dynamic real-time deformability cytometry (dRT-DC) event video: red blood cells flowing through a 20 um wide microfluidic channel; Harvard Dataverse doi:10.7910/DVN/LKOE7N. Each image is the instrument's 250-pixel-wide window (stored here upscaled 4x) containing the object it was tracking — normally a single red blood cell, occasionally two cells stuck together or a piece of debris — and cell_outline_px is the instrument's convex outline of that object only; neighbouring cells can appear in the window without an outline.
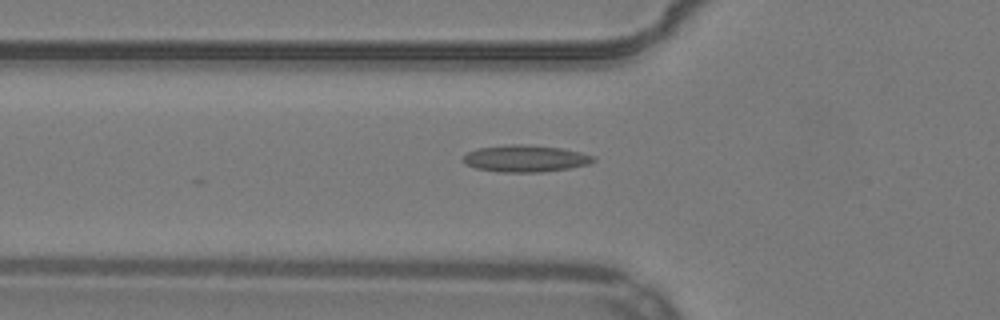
{"species": "common noctule bat (a hibernating species)", "species_latin": "Nyctalus noctula", "temperature_condition": "warm", "stored_images_in_passage": 12, "camera_frame_rate_fps": 3000, "um_per_image_px": 0.085, "animal": {"sex": "male", "body_mass_g": 19.2, "forearm_length_mm": 51.8}, "frame": {"image": 1, "passage_image": 2, "time_ms": 0.333, "image_size_px": [1000, 320], "cell_outline_px": [[596, 160], [588, 164], [568, 168], [540, 172], [500, 172], [476, 168], [464, 164], [464, 156], [468, 152], [480, 148], [508, 144], [524, 144], [560, 148], [580, 152], [596, 156]], "centroid_in_image_um": [44.67, 13.47], "position_along_channel_um": 81.1, "area_um2": 20.23}}
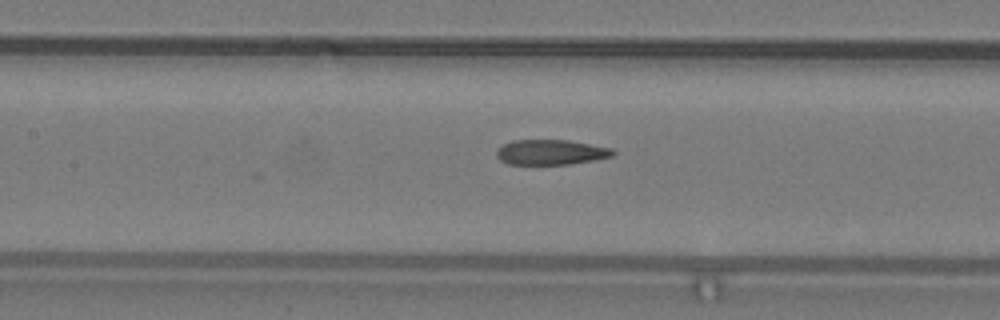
{"frame": {"image": 2, "passage_image": 8, "time_ms": 2.333, "image_size_px": [1000, 320], "cell_outline_px": [[616, 152], [612, 156], [592, 160], [568, 164], [508, 164], [500, 160], [496, 156], [496, 152], [504, 144], [512, 140], [568, 140], [612, 148]], "centroid_in_image_um": [46.81, 12.93], "position_along_channel_um": 160.6, "area_um2": 16.88}}
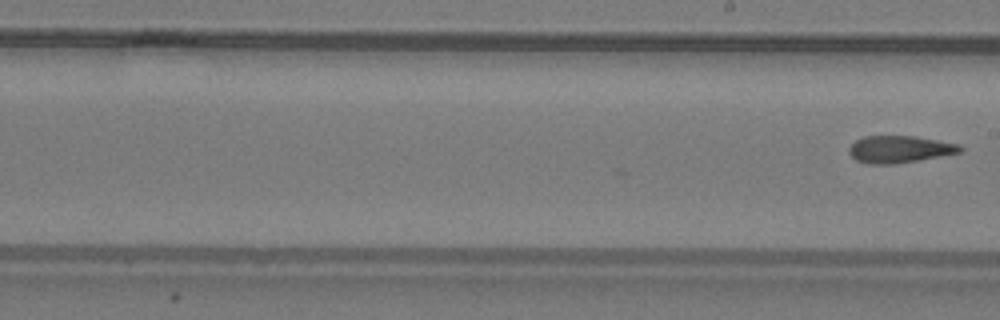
{"frame": {"image": 3, "passage_image": 12, "time_ms": 3.667, "image_size_px": [1000, 320], "cell_outline_px": [[964, 148], [960, 152], [940, 156], [896, 164], [868, 164], [856, 160], [848, 152], [848, 148], [856, 140], [864, 136], [916, 136], [960, 144]], "centroid_in_image_um": [76.46, 12.68], "position_along_channel_um": 212.5, "area_um2": 17.57}}